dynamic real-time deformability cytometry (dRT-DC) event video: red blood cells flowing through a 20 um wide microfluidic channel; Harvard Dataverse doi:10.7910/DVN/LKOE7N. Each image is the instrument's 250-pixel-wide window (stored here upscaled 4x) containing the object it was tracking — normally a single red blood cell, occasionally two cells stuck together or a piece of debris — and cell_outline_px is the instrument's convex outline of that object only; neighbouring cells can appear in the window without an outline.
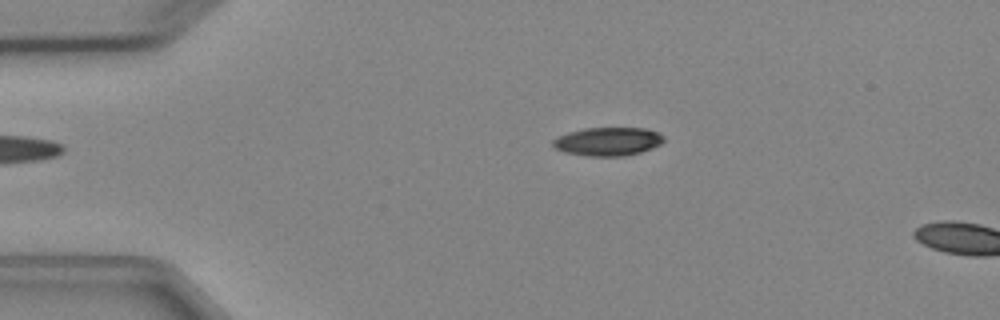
{"species": "Egyptian fruit bat (a non-hibernating species)", "species_latin": "Rousettus aegyptiacus", "temperature_condition": "cold", "stored_images_in_passage": 2, "camera_frame_rate_fps": 3000, "um_per_image_px": 0.085, "animal": {"sex": "female"}, "frame": {"image": 1, "passage_image": 1, "time_ms": 0.0, "image_size_px": [1000, 320], "cell_outline_px": [[664, 140], [660, 144], [652, 148], [640, 152], [624, 156], [588, 156], [564, 152], [556, 148], [552, 144], [552, 140], [556, 136], [568, 132], [584, 128], [644, 128], [656, 132], [664, 136]], "centroid_in_image_um": [51.64, 12.02], "position_along_channel_um": 33.4, "area_um2": 18.38}}